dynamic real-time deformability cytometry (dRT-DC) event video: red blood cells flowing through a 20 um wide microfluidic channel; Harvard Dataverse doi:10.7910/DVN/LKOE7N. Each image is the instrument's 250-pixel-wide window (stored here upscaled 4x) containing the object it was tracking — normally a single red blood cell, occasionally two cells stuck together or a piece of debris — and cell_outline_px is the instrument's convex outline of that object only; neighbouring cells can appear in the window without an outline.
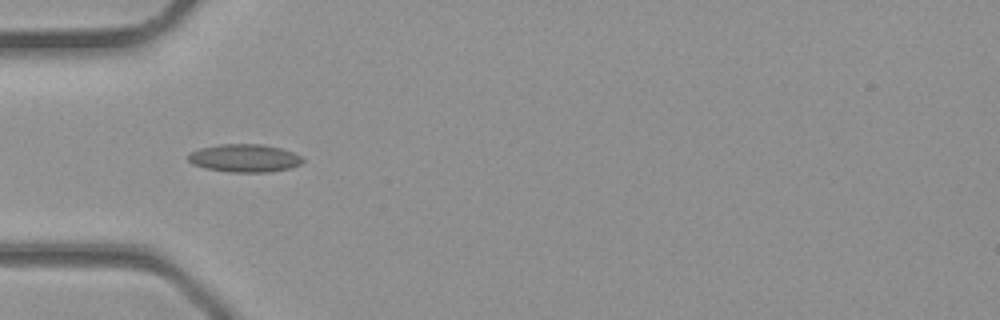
{"species": "common noctule bat (a hibernating species)", "species_latin": "Nyctalus noctula", "temperature_condition": "room temperature", "stored_images_in_passage": 3, "camera_frame_rate_fps": 3000, "um_per_image_px": 0.085, "animal": {"sex": "male", "body_mass_g": 23.1, "forearm_length_mm": 52.7}, "frame": {"image": 1, "passage_image": 3, "time_ms": 0.667, "image_size_px": [1000, 320], "cell_outline_px": [[304, 160], [300, 164], [292, 168], [268, 172], [228, 172], [204, 168], [192, 164], [188, 160], [188, 156], [192, 152], [200, 148], [220, 144], [260, 144], [280, 148], [292, 152], [300, 156]], "centroid_in_image_um": [20.78, 13.45], "position_along_channel_um": 64.2, "area_um2": 18.61}}